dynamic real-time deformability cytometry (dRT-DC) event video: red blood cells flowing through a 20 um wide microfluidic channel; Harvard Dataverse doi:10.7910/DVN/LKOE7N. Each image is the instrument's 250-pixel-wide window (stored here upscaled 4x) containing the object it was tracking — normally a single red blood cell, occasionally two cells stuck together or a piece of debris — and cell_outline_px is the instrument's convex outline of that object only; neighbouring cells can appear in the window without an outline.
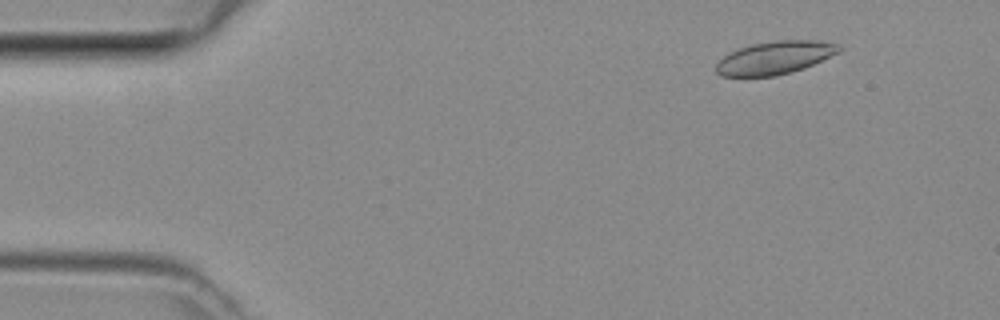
{"species": "common noctule bat (a hibernating species)", "species_latin": "Nyctalus noctula", "temperature_condition": "room temperature", "stored_images_in_passage": 12, "camera_frame_rate_fps": 3000, "um_per_image_px": 0.085, "animal": {"sex": "female", "body_mass_g": 29.2, "forearm_length_mm": 56.3}, "frame": {"image": 1, "passage_image": 4, "time_ms": 1.0, "image_size_px": [1000, 320], "cell_outline_px": [[844, 48], [840, 52], [804, 68], [776, 76], [720, 76], [716, 72], [716, 64], [728, 52], [752, 44], [776, 40], [816, 40], [840, 44]], "centroid_in_image_um": [65.89, 4.9], "position_along_channel_um": 19.1, "area_um2": 23.7}}